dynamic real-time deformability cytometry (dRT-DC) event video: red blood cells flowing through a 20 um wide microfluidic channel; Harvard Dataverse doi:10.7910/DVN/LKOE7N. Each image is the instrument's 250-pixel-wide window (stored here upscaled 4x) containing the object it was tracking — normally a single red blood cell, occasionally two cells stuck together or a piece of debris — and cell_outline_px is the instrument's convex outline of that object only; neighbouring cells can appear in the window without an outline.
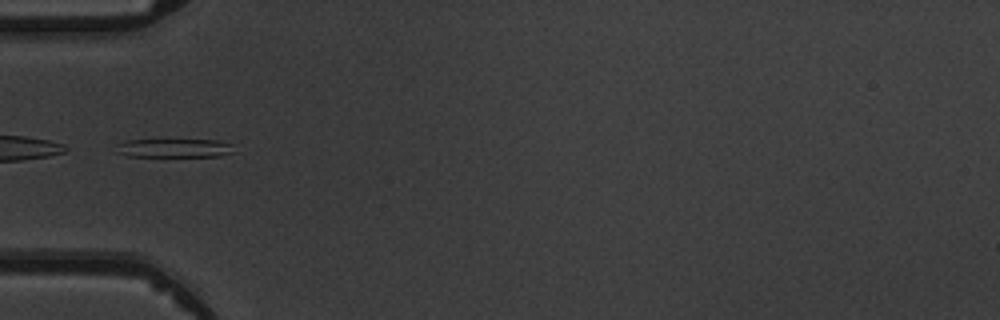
{"species": "common noctule bat (a hibernating species)", "species_latin": "Nyctalus noctula", "temperature_condition": "warm", "stored_images_in_passage": 5, "camera_frame_rate_fps": 3000, "um_per_image_px": 0.085, "animal": {"sex": "male", "body_mass_g": 19.5, "forearm_length_mm": 54.6}, "frame": {"image": 1, "passage_image": 5, "time_ms": 4.667, "image_size_px": [1000, 320], "cell_outline_px": [[236, 152], [220, 156], [128, 156], [116, 152], [116, 144], [128, 140], [216, 140], [232, 144]], "centroid_in_image_um": [14.84, 12.59], "position_along_channel_um": 70.2, "area_um2": 12.83}}